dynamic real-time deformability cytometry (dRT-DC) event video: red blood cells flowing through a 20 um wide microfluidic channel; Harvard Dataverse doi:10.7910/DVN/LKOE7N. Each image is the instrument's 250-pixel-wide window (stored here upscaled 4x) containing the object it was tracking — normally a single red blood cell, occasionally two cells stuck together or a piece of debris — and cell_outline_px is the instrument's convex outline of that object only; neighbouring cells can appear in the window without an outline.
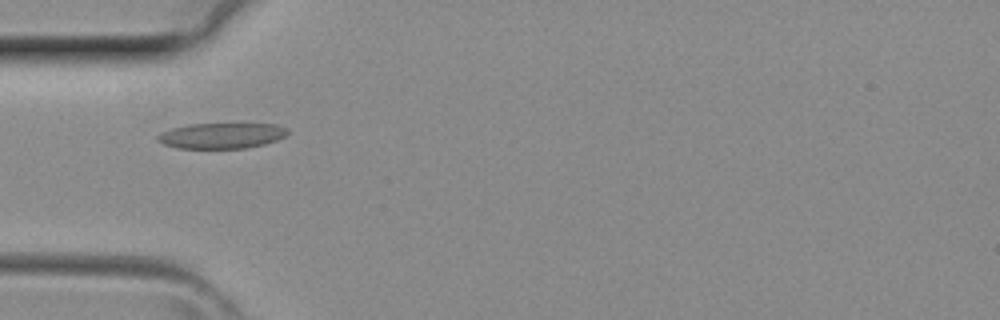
{"species": "common noctule bat (a hibernating species)", "species_latin": "Nyctalus noctula", "temperature_condition": "room temperature", "stored_images_in_passage": 2, "camera_frame_rate_fps": 3000, "um_per_image_px": 0.085, "animal": {"sex": "female", "body_mass_g": 29.2, "forearm_length_mm": 56.3}, "frame": {"image": 1, "passage_image": 2, "time_ms": 0.333, "image_size_px": [1000, 320], "cell_outline_px": [[288, 132], [284, 136], [276, 140], [264, 144], [244, 148], [180, 148], [164, 144], [156, 140], [156, 136], [160, 132], [172, 128], [192, 124], [276, 124], [288, 128]], "centroid_in_image_um": [18.82, 11.53], "position_along_channel_um": 66.2, "area_um2": 19.25}}